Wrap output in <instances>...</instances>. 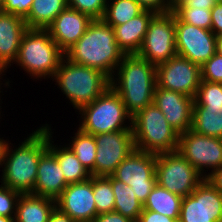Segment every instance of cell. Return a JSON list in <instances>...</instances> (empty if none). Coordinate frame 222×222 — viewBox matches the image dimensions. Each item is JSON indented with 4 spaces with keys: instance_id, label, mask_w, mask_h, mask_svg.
Returning <instances> with one entry per match:
<instances>
[{
    "instance_id": "cell-50",
    "label": "cell",
    "mask_w": 222,
    "mask_h": 222,
    "mask_svg": "<svg viewBox=\"0 0 222 222\" xmlns=\"http://www.w3.org/2000/svg\"><path fill=\"white\" fill-rule=\"evenodd\" d=\"M3 2H4V0H0V7L2 6Z\"/></svg>"
},
{
    "instance_id": "cell-25",
    "label": "cell",
    "mask_w": 222,
    "mask_h": 222,
    "mask_svg": "<svg viewBox=\"0 0 222 222\" xmlns=\"http://www.w3.org/2000/svg\"><path fill=\"white\" fill-rule=\"evenodd\" d=\"M67 7L68 0H33L30 12L24 18L27 28L47 29Z\"/></svg>"
},
{
    "instance_id": "cell-34",
    "label": "cell",
    "mask_w": 222,
    "mask_h": 222,
    "mask_svg": "<svg viewBox=\"0 0 222 222\" xmlns=\"http://www.w3.org/2000/svg\"><path fill=\"white\" fill-rule=\"evenodd\" d=\"M21 194L13 189L0 185V216L15 217L16 205Z\"/></svg>"
},
{
    "instance_id": "cell-30",
    "label": "cell",
    "mask_w": 222,
    "mask_h": 222,
    "mask_svg": "<svg viewBox=\"0 0 222 222\" xmlns=\"http://www.w3.org/2000/svg\"><path fill=\"white\" fill-rule=\"evenodd\" d=\"M93 195L97 215L114 211L115 197L111 186V176H93Z\"/></svg>"
},
{
    "instance_id": "cell-48",
    "label": "cell",
    "mask_w": 222,
    "mask_h": 222,
    "mask_svg": "<svg viewBox=\"0 0 222 222\" xmlns=\"http://www.w3.org/2000/svg\"><path fill=\"white\" fill-rule=\"evenodd\" d=\"M1 97H2V96H0V98H1ZM0 100H1V101H0V102H1L0 104L2 105V103H3L2 100H3V99H0ZM1 109H2V106H0V111H1ZM1 113H2V111L0 112V119H2L1 116L3 117V115H1Z\"/></svg>"
},
{
    "instance_id": "cell-33",
    "label": "cell",
    "mask_w": 222,
    "mask_h": 222,
    "mask_svg": "<svg viewBox=\"0 0 222 222\" xmlns=\"http://www.w3.org/2000/svg\"><path fill=\"white\" fill-rule=\"evenodd\" d=\"M201 80L222 83V54L216 52L201 66Z\"/></svg>"
},
{
    "instance_id": "cell-7",
    "label": "cell",
    "mask_w": 222,
    "mask_h": 222,
    "mask_svg": "<svg viewBox=\"0 0 222 222\" xmlns=\"http://www.w3.org/2000/svg\"><path fill=\"white\" fill-rule=\"evenodd\" d=\"M132 129L137 150L153 154L177 151L179 133L154 102L132 117Z\"/></svg>"
},
{
    "instance_id": "cell-41",
    "label": "cell",
    "mask_w": 222,
    "mask_h": 222,
    "mask_svg": "<svg viewBox=\"0 0 222 222\" xmlns=\"http://www.w3.org/2000/svg\"><path fill=\"white\" fill-rule=\"evenodd\" d=\"M48 222H75L69 215L62 213L57 207L51 213Z\"/></svg>"
},
{
    "instance_id": "cell-45",
    "label": "cell",
    "mask_w": 222,
    "mask_h": 222,
    "mask_svg": "<svg viewBox=\"0 0 222 222\" xmlns=\"http://www.w3.org/2000/svg\"><path fill=\"white\" fill-rule=\"evenodd\" d=\"M217 52L222 54V35L217 39Z\"/></svg>"
},
{
    "instance_id": "cell-35",
    "label": "cell",
    "mask_w": 222,
    "mask_h": 222,
    "mask_svg": "<svg viewBox=\"0 0 222 222\" xmlns=\"http://www.w3.org/2000/svg\"><path fill=\"white\" fill-rule=\"evenodd\" d=\"M32 4L33 0H4L0 10L25 18L29 14Z\"/></svg>"
},
{
    "instance_id": "cell-16",
    "label": "cell",
    "mask_w": 222,
    "mask_h": 222,
    "mask_svg": "<svg viewBox=\"0 0 222 222\" xmlns=\"http://www.w3.org/2000/svg\"><path fill=\"white\" fill-rule=\"evenodd\" d=\"M176 51L202 66L217 52L218 37L211 31L182 22L175 15Z\"/></svg>"
},
{
    "instance_id": "cell-1",
    "label": "cell",
    "mask_w": 222,
    "mask_h": 222,
    "mask_svg": "<svg viewBox=\"0 0 222 222\" xmlns=\"http://www.w3.org/2000/svg\"><path fill=\"white\" fill-rule=\"evenodd\" d=\"M27 136L18 147L15 145V149L8 141L0 167L1 184L20 194L34 191L39 159L48 150V124L41 125Z\"/></svg>"
},
{
    "instance_id": "cell-11",
    "label": "cell",
    "mask_w": 222,
    "mask_h": 222,
    "mask_svg": "<svg viewBox=\"0 0 222 222\" xmlns=\"http://www.w3.org/2000/svg\"><path fill=\"white\" fill-rule=\"evenodd\" d=\"M112 176L129 185L144 204L157 183L156 154L135 149L118 165Z\"/></svg>"
},
{
    "instance_id": "cell-27",
    "label": "cell",
    "mask_w": 222,
    "mask_h": 222,
    "mask_svg": "<svg viewBox=\"0 0 222 222\" xmlns=\"http://www.w3.org/2000/svg\"><path fill=\"white\" fill-rule=\"evenodd\" d=\"M111 186L115 197L114 211L137 222L143 204L137 199L129 185L111 176Z\"/></svg>"
},
{
    "instance_id": "cell-14",
    "label": "cell",
    "mask_w": 222,
    "mask_h": 222,
    "mask_svg": "<svg viewBox=\"0 0 222 222\" xmlns=\"http://www.w3.org/2000/svg\"><path fill=\"white\" fill-rule=\"evenodd\" d=\"M178 222H222V194L205 178L182 198Z\"/></svg>"
},
{
    "instance_id": "cell-2",
    "label": "cell",
    "mask_w": 222,
    "mask_h": 222,
    "mask_svg": "<svg viewBox=\"0 0 222 222\" xmlns=\"http://www.w3.org/2000/svg\"><path fill=\"white\" fill-rule=\"evenodd\" d=\"M156 85V66L137 54L125 55L110 78L131 117L154 102Z\"/></svg>"
},
{
    "instance_id": "cell-31",
    "label": "cell",
    "mask_w": 222,
    "mask_h": 222,
    "mask_svg": "<svg viewBox=\"0 0 222 222\" xmlns=\"http://www.w3.org/2000/svg\"><path fill=\"white\" fill-rule=\"evenodd\" d=\"M172 12L182 21L196 27L211 30V9L188 7L184 2L176 5Z\"/></svg>"
},
{
    "instance_id": "cell-8",
    "label": "cell",
    "mask_w": 222,
    "mask_h": 222,
    "mask_svg": "<svg viewBox=\"0 0 222 222\" xmlns=\"http://www.w3.org/2000/svg\"><path fill=\"white\" fill-rule=\"evenodd\" d=\"M157 184L186 197L205 179L179 152L156 154Z\"/></svg>"
},
{
    "instance_id": "cell-44",
    "label": "cell",
    "mask_w": 222,
    "mask_h": 222,
    "mask_svg": "<svg viewBox=\"0 0 222 222\" xmlns=\"http://www.w3.org/2000/svg\"><path fill=\"white\" fill-rule=\"evenodd\" d=\"M5 72L0 68V96H2L1 95V92H2V94H3V90L4 89H2V87H7V89H8V87L10 88L11 86H10V83H11V81H9V78L6 80V79H3V77H5L4 75H6V74H4ZM1 79L3 80V81H1ZM2 82V83H1ZM4 82V83H3ZM4 84V86H2ZM2 86V87H1ZM1 89H2V91H1Z\"/></svg>"
},
{
    "instance_id": "cell-37",
    "label": "cell",
    "mask_w": 222,
    "mask_h": 222,
    "mask_svg": "<svg viewBox=\"0 0 222 222\" xmlns=\"http://www.w3.org/2000/svg\"><path fill=\"white\" fill-rule=\"evenodd\" d=\"M212 26L211 31L217 36L222 35V2L215 3L211 8Z\"/></svg>"
},
{
    "instance_id": "cell-39",
    "label": "cell",
    "mask_w": 222,
    "mask_h": 222,
    "mask_svg": "<svg viewBox=\"0 0 222 222\" xmlns=\"http://www.w3.org/2000/svg\"><path fill=\"white\" fill-rule=\"evenodd\" d=\"M92 222H134L115 211L97 215Z\"/></svg>"
},
{
    "instance_id": "cell-32",
    "label": "cell",
    "mask_w": 222,
    "mask_h": 222,
    "mask_svg": "<svg viewBox=\"0 0 222 222\" xmlns=\"http://www.w3.org/2000/svg\"><path fill=\"white\" fill-rule=\"evenodd\" d=\"M108 0H68V7L89 15L94 19H103Z\"/></svg>"
},
{
    "instance_id": "cell-3",
    "label": "cell",
    "mask_w": 222,
    "mask_h": 222,
    "mask_svg": "<svg viewBox=\"0 0 222 222\" xmlns=\"http://www.w3.org/2000/svg\"><path fill=\"white\" fill-rule=\"evenodd\" d=\"M124 56L116 43L113 27L103 19H94L84 35L65 52L71 62L98 69L109 78Z\"/></svg>"
},
{
    "instance_id": "cell-15",
    "label": "cell",
    "mask_w": 222,
    "mask_h": 222,
    "mask_svg": "<svg viewBox=\"0 0 222 222\" xmlns=\"http://www.w3.org/2000/svg\"><path fill=\"white\" fill-rule=\"evenodd\" d=\"M156 81L160 88L195 98L201 82V66L175 55L156 66Z\"/></svg>"
},
{
    "instance_id": "cell-26",
    "label": "cell",
    "mask_w": 222,
    "mask_h": 222,
    "mask_svg": "<svg viewBox=\"0 0 222 222\" xmlns=\"http://www.w3.org/2000/svg\"><path fill=\"white\" fill-rule=\"evenodd\" d=\"M182 197L171 193L156 183L143 204V209L151 210L179 220Z\"/></svg>"
},
{
    "instance_id": "cell-29",
    "label": "cell",
    "mask_w": 222,
    "mask_h": 222,
    "mask_svg": "<svg viewBox=\"0 0 222 222\" xmlns=\"http://www.w3.org/2000/svg\"><path fill=\"white\" fill-rule=\"evenodd\" d=\"M143 10L136 0H108L103 20L112 27L123 25Z\"/></svg>"
},
{
    "instance_id": "cell-17",
    "label": "cell",
    "mask_w": 222,
    "mask_h": 222,
    "mask_svg": "<svg viewBox=\"0 0 222 222\" xmlns=\"http://www.w3.org/2000/svg\"><path fill=\"white\" fill-rule=\"evenodd\" d=\"M56 207L75 222H92L97 216L93 176L84 182L68 184L56 200Z\"/></svg>"
},
{
    "instance_id": "cell-18",
    "label": "cell",
    "mask_w": 222,
    "mask_h": 222,
    "mask_svg": "<svg viewBox=\"0 0 222 222\" xmlns=\"http://www.w3.org/2000/svg\"><path fill=\"white\" fill-rule=\"evenodd\" d=\"M154 103L179 134L191 129L194 98L156 85Z\"/></svg>"
},
{
    "instance_id": "cell-43",
    "label": "cell",
    "mask_w": 222,
    "mask_h": 222,
    "mask_svg": "<svg viewBox=\"0 0 222 222\" xmlns=\"http://www.w3.org/2000/svg\"><path fill=\"white\" fill-rule=\"evenodd\" d=\"M9 139L0 138V167L2 165V161L4 159L5 149L8 144Z\"/></svg>"
},
{
    "instance_id": "cell-20",
    "label": "cell",
    "mask_w": 222,
    "mask_h": 222,
    "mask_svg": "<svg viewBox=\"0 0 222 222\" xmlns=\"http://www.w3.org/2000/svg\"><path fill=\"white\" fill-rule=\"evenodd\" d=\"M27 29L24 18L0 10V68L5 73L18 57L21 39Z\"/></svg>"
},
{
    "instance_id": "cell-49",
    "label": "cell",
    "mask_w": 222,
    "mask_h": 222,
    "mask_svg": "<svg viewBox=\"0 0 222 222\" xmlns=\"http://www.w3.org/2000/svg\"><path fill=\"white\" fill-rule=\"evenodd\" d=\"M214 1V3H221L222 2V0H213Z\"/></svg>"
},
{
    "instance_id": "cell-9",
    "label": "cell",
    "mask_w": 222,
    "mask_h": 222,
    "mask_svg": "<svg viewBox=\"0 0 222 222\" xmlns=\"http://www.w3.org/2000/svg\"><path fill=\"white\" fill-rule=\"evenodd\" d=\"M191 130L222 139V83L201 80L194 98Z\"/></svg>"
},
{
    "instance_id": "cell-24",
    "label": "cell",
    "mask_w": 222,
    "mask_h": 222,
    "mask_svg": "<svg viewBox=\"0 0 222 222\" xmlns=\"http://www.w3.org/2000/svg\"><path fill=\"white\" fill-rule=\"evenodd\" d=\"M56 201L33 194H21L16 205L15 222H48Z\"/></svg>"
},
{
    "instance_id": "cell-47",
    "label": "cell",
    "mask_w": 222,
    "mask_h": 222,
    "mask_svg": "<svg viewBox=\"0 0 222 222\" xmlns=\"http://www.w3.org/2000/svg\"><path fill=\"white\" fill-rule=\"evenodd\" d=\"M170 1H171V7L173 9L176 5L183 3L185 0H170Z\"/></svg>"
},
{
    "instance_id": "cell-21",
    "label": "cell",
    "mask_w": 222,
    "mask_h": 222,
    "mask_svg": "<svg viewBox=\"0 0 222 222\" xmlns=\"http://www.w3.org/2000/svg\"><path fill=\"white\" fill-rule=\"evenodd\" d=\"M68 183L55 156L47 150L39 159L33 195L57 200Z\"/></svg>"
},
{
    "instance_id": "cell-10",
    "label": "cell",
    "mask_w": 222,
    "mask_h": 222,
    "mask_svg": "<svg viewBox=\"0 0 222 222\" xmlns=\"http://www.w3.org/2000/svg\"><path fill=\"white\" fill-rule=\"evenodd\" d=\"M138 56L157 66L177 55L175 14H156L149 22Z\"/></svg>"
},
{
    "instance_id": "cell-12",
    "label": "cell",
    "mask_w": 222,
    "mask_h": 222,
    "mask_svg": "<svg viewBox=\"0 0 222 222\" xmlns=\"http://www.w3.org/2000/svg\"><path fill=\"white\" fill-rule=\"evenodd\" d=\"M177 152L204 178L222 166L221 138L201 135L189 129L179 134Z\"/></svg>"
},
{
    "instance_id": "cell-6",
    "label": "cell",
    "mask_w": 222,
    "mask_h": 222,
    "mask_svg": "<svg viewBox=\"0 0 222 222\" xmlns=\"http://www.w3.org/2000/svg\"><path fill=\"white\" fill-rule=\"evenodd\" d=\"M77 112L81 118L78 128L90 135L132 128V117L127 113L119 94L111 86L91 104L83 106Z\"/></svg>"
},
{
    "instance_id": "cell-4",
    "label": "cell",
    "mask_w": 222,
    "mask_h": 222,
    "mask_svg": "<svg viewBox=\"0 0 222 222\" xmlns=\"http://www.w3.org/2000/svg\"><path fill=\"white\" fill-rule=\"evenodd\" d=\"M51 80L76 111L91 104L110 86V78L102 71L71 62L65 56Z\"/></svg>"
},
{
    "instance_id": "cell-13",
    "label": "cell",
    "mask_w": 222,
    "mask_h": 222,
    "mask_svg": "<svg viewBox=\"0 0 222 222\" xmlns=\"http://www.w3.org/2000/svg\"><path fill=\"white\" fill-rule=\"evenodd\" d=\"M96 156L94 176H112L118 165L135 150L133 129L94 135Z\"/></svg>"
},
{
    "instance_id": "cell-5",
    "label": "cell",
    "mask_w": 222,
    "mask_h": 222,
    "mask_svg": "<svg viewBox=\"0 0 222 222\" xmlns=\"http://www.w3.org/2000/svg\"><path fill=\"white\" fill-rule=\"evenodd\" d=\"M65 53L47 29L28 28L21 39L18 57L13 64L23 68L30 79H52Z\"/></svg>"
},
{
    "instance_id": "cell-42",
    "label": "cell",
    "mask_w": 222,
    "mask_h": 222,
    "mask_svg": "<svg viewBox=\"0 0 222 222\" xmlns=\"http://www.w3.org/2000/svg\"><path fill=\"white\" fill-rule=\"evenodd\" d=\"M184 3L188 7H203L205 9H211L215 5L213 0H185Z\"/></svg>"
},
{
    "instance_id": "cell-22",
    "label": "cell",
    "mask_w": 222,
    "mask_h": 222,
    "mask_svg": "<svg viewBox=\"0 0 222 222\" xmlns=\"http://www.w3.org/2000/svg\"><path fill=\"white\" fill-rule=\"evenodd\" d=\"M156 15L150 10H143L139 15L124 23L114 26L115 40L125 55L137 54L143 44L149 22Z\"/></svg>"
},
{
    "instance_id": "cell-40",
    "label": "cell",
    "mask_w": 222,
    "mask_h": 222,
    "mask_svg": "<svg viewBox=\"0 0 222 222\" xmlns=\"http://www.w3.org/2000/svg\"><path fill=\"white\" fill-rule=\"evenodd\" d=\"M206 179L222 194V166L214 170Z\"/></svg>"
},
{
    "instance_id": "cell-28",
    "label": "cell",
    "mask_w": 222,
    "mask_h": 222,
    "mask_svg": "<svg viewBox=\"0 0 222 222\" xmlns=\"http://www.w3.org/2000/svg\"><path fill=\"white\" fill-rule=\"evenodd\" d=\"M74 136L70 137L72 140L67 143V146L72 150L81 164L94 176V163L96 156V140L94 135L82 132L79 128Z\"/></svg>"
},
{
    "instance_id": "cell-36",
    "label": "cell",
    "mask_w": 222,
    "mask_h": 222,
    "mask_svg": "<svg viewBox=\"0 0 222 222\" xmlns=\"http://www.w3.org/2000/svg\"><path fill=\"white\" fill-rule=\"evenodd\" d=\"M144 10H150L156 14L172 12L170 0H136Z\"/></svg>"
},
{
    "instance_id": "cell-19",
    "label": "cell",
    "mask_w": 222,
    "mask_h": 222,
    "mask_svg": "<svg viewBox=\"0 0 222 222\" xmlns=\"http://www.w3.org/2000/svg\"><path fill=\"white\" fill-rule=\"evenodd\" d=\"M92 21L93 19L89 15L67 7L54 19L47 30L65 53L84 35Z\"/></svg>"
},
{
    "instance_id": "cell-23",
    "label": "cell",
    "mask_w": 222,
    "mask_h": 222,
    "mask_svg": "<svg viewBox=\"0 0 222 222\" xmlns=\"http://www.w3.org/2000/svg\"><path fill=\"white\" fill-rule=\"evenodd\" d=\"M52 127L48 124V150L58 161L68 184L87 181L91 178V173L81 164L80 160L66 145L54 144ZM53 140V141H52Z\"/></svg>"
},
{
    "instance_id": "cell-46",
    "label": "cell",
    "mask_w": 222,
    "mask_h": 222,
    "mask_svg": "<svg viewBox=\"0 0 222 222\" xmlns=\"http://www.w3.org/2000/svg\"><path fill=\"white\" fill-rule=\"evenodd\" d=\"M0 222H15V217L0 216Z\"/></svg>"
},
{
    "instance_id": "cell-38",
    "label": "cell",
    "mask_w": 222,
    "mask_h": 222,
    "mask_svg": "<svg viewBox=\"0 0 222 222\" xmlns=\"http://www.w3.org/2000/svg\"><path fill=\"white\" fill-rule=\"evenodd\" d=\"M137 222H178V221L163 214L143 209Z\"/></svg>"
}]
</instances>
